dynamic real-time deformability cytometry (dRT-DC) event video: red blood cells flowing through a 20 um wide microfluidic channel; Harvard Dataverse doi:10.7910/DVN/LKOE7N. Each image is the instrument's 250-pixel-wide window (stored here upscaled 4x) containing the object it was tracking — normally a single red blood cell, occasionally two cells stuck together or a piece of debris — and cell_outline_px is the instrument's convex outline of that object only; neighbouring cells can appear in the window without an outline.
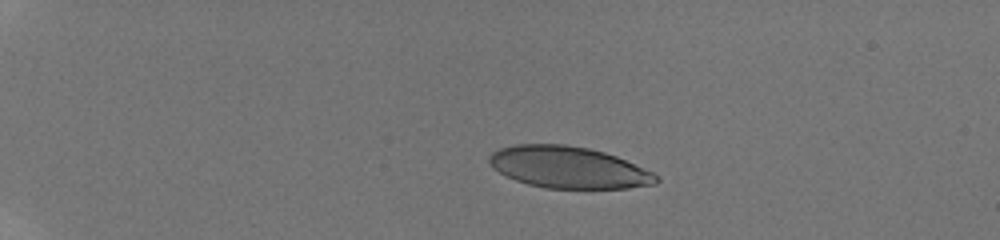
{"species": "human", "species_latin": "Homo sapiens", "temperature_condition": "room temperature", "stored_images_in_passage": 11, "camera_frame_rate_fps": 3000, "um_per_image_px": 0.085, "donor": {"sex": "male"}, "frame": {"image": 1, "passage_image": 1, "time_ms": 0.0, "image_size_px": [1000, 240], "cell_outline_px": [[660, 180], [656, 184], [628, 188], [544, 188], [528, 184], [516, 180], [492, 168], [488, 164], [488, 156], [492, 152], [500, 148], [516, 144], [564, 144], [588, 148], [604, 152], [616, 156], [652, 172], [660, 176]], "centroid_in_image_um": [48.31, 14.22], "position_along_channel_um": 36.7, "area_um2": 40.58}}
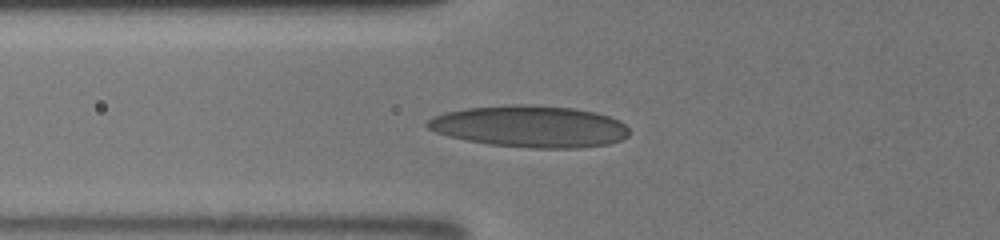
{"frame": {"image": 2, "passage_image": 7, "time_ms": 3.333, "image_size_px": [1000, 240], "cell_outline_px": [[628, 136], [620, 140], [608, 144], [580, 148], [532, 148], [488, 144], [464, 140], [448, 136], [436, 132], [428, 128], [424, 124], [432, 116], [444, 112], [464, 108], [516, 104], [524, 104], [576, 108], [596, 112], [620, 120], [628, 128]], "centroid_in_image_um": [45.02, 10.74], "position_along_channel_um": 80.8, "area_um2": 49.36}}
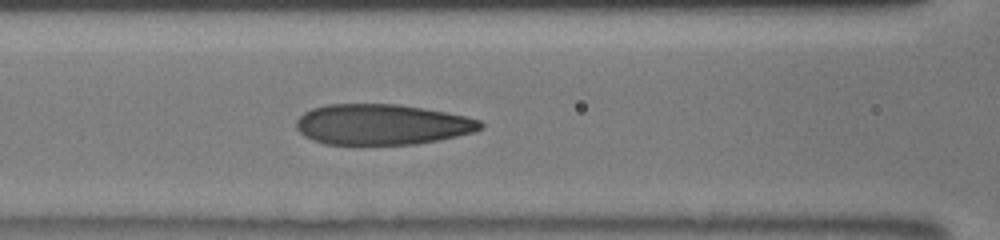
{"frame": {"image": 3, "passage_image": 9, "time_ms": 4.667, "image_size_px": [1000, 240], "cell_outline_px": [[484, 128], [472, 132], [440, 140], [416, 144], [324, 144], [312, 140], [304, 136], [296, 128], [296, 120], [304, 112], [312, 108], [328, 104], [396, 104], [444, 112], [464, 116], [480, 120], [484, 124]], "centroid_in_image_um": [32.44, 10.58], "position_along_channel_um": 134.2, "area_um2": 43.47}}